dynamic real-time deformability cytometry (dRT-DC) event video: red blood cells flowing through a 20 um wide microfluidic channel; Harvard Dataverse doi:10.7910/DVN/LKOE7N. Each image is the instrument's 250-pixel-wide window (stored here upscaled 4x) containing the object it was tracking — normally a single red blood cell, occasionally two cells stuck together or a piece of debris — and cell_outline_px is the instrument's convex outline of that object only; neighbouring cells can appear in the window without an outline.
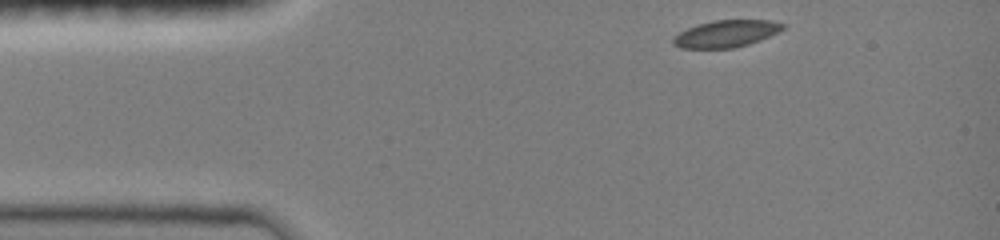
{"species": "common noctule bat (a hibernating species)", "species_latin": "Nyctalus noctula", "temperature_condition": "room temperature", "stored_images_in_passage": 37, "camera_frame_rate_fps": 3000, "um_per_image_px": 0.085, "animal": {"sex": "female", "body_mass_g": 19.0, "forearm_length_mm": 51.5}, "frame": {"image": 1, "passage_image": 1, "time_ms": 0.0, "image_size_px": [1000, 240], "cell_outline_px": [[784, 28], [760, 40], [748, 44], [732, 48], [680, 48], [672, 44], [672, 36], [688, 28], [700, 24], [716, 20], [772, 20], [784, 24]], "centroid_in_image_um": [61.68, 2.87], "position_along_channel_um": 23.3, "area_um2": 17.05}}
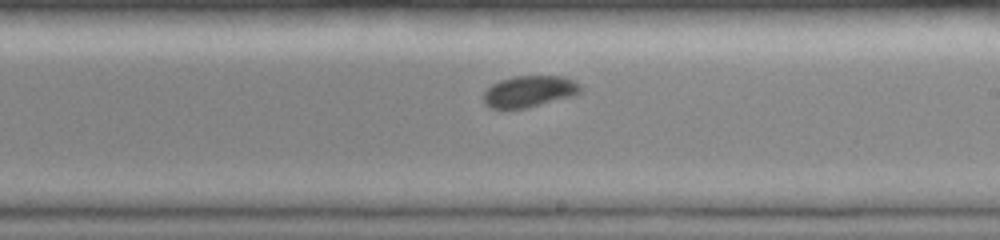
{"frame": {"image": 2, "passage_image": 22, "time_ms": 7.0, "image_size_px": [1000, 240], "cell_outline_px": [[584, 88], [580, 92], [572, 96], [528, 108], [492, 108], [484, 104], [484, 92], [492, 84], [500, 80], [512, 76], [564, 76], [580, 84]], "centroid_in_image_um": [45.01, 7.76], "position_along_channel_um": 244.0, "area_um2": 17.8}}
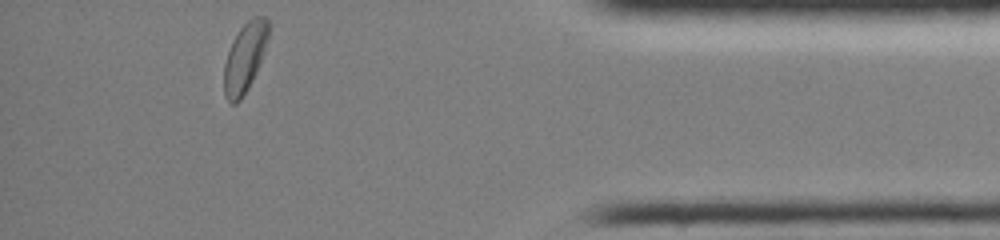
{"frame": {"image": 3, "passage_image": 37, "time_ms": 12.0, "image_size_px": [1000, 240], "cell_outline_px": [[268, 36], [264, 52], [252, 80], [248, 88], [240, 100], [236, 104], [232, 104], [228, 100], [224, 92], [224, 64], [232, 40], [240, 28], [252, 16], [264, 16], [268, 20]], "centroid_in_image_um": [20.8, 4.87], "position_along_channel_um": 414.4, "area_um2": 17.74}, "authors_computed_cell_mechanics": {"area_um2": 17.918, "velocity_mm_per_s": 3.9919, "shape_relaxation_time_tau1_ms": 2.2293, "shape_relaxation_time_tau2_ms": null, "deformation_change_tau1": 0.0663, "deformation_change_tau2": null}}